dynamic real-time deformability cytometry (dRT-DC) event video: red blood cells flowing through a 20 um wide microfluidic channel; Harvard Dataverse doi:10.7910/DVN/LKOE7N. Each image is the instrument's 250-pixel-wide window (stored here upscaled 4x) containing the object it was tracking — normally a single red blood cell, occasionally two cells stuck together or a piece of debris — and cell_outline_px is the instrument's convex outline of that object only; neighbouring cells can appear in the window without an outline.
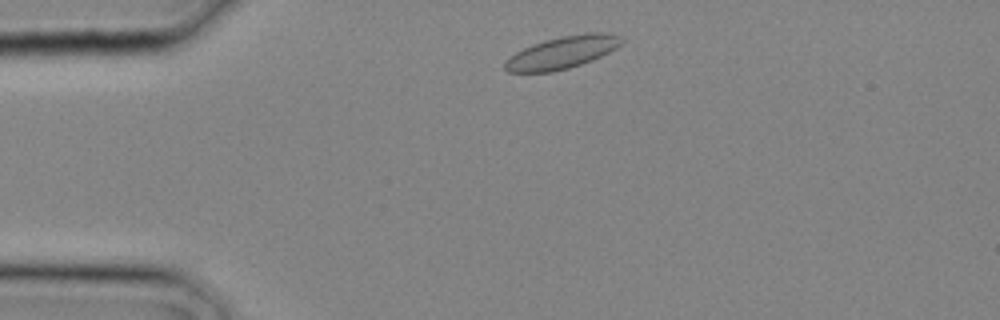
{"species": "common noctule bat (a hibernating species)", "species_latin": "Nyctalus noctula", "temperature_condition": "cold", "stored_images_in_passage": 1, "camera_frame_rate_fps": 3000, "um_per_image_px": 0.085, "animal": {"sex": "male", "body_mass_g": 20.4}, "frame": {"image": 1, "passage_image": 1, "time_ms": 0.0, "image_size_px": [1000, 320], "cell_outline_px": [[624, 40], [616, 48], [592, 60], [568, 68], [552, 72], [508, 72], [504, 68], [504, 64], [516, 52], [532, 44], [544, 40], [564, 36], [588, 32], [604, 32], [624, 36]], "centroid_in_image_um": [47.83, 4.45], "position_along_channel_um": 37.2, "area_um2": 21.79}}